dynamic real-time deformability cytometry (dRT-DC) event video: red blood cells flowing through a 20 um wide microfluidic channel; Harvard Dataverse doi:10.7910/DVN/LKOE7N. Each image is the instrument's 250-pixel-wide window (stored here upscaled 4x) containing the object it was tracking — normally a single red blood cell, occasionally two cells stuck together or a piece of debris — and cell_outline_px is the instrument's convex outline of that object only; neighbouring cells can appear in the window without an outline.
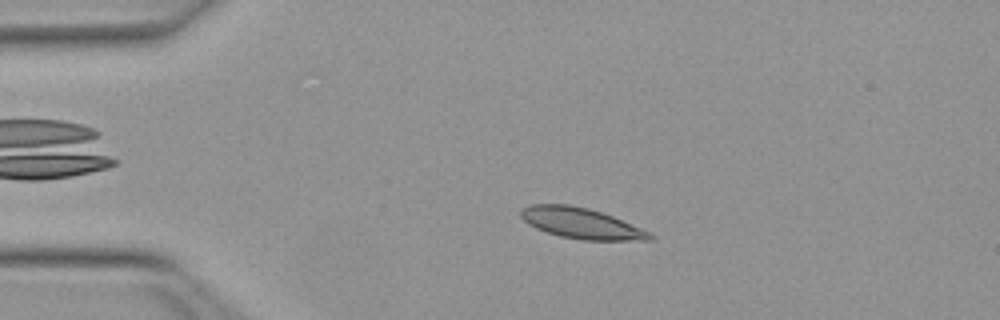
{"species": "Egyptian fruit bat (a non-hibernating species)", "species_latin": "Rousettus aegyptiacus", "temperature_condition": "warm", "stored_images_in_passage": 50, "camera_frame_rate_fps": 3000, "um_per_image_px": 0.085, "animal": {"sex": "female"}, "frame": {"image": 1, "passage_image": 10, "time_ms": 3.0, "image_size_px": [1000, 320], "cell_outline_px": [[656, 236], [652, 240], [584, 240], [560, 236], [536, 228], [528, 224], [520, 216], [520, 208], [532, 204], [568, 204], [588, 208], [612, 216], [652, 232]], "centroid_in_image_um": [49.42, 18.98], "position_along_channel_um": 35.6, "area_um2": 23.12}}
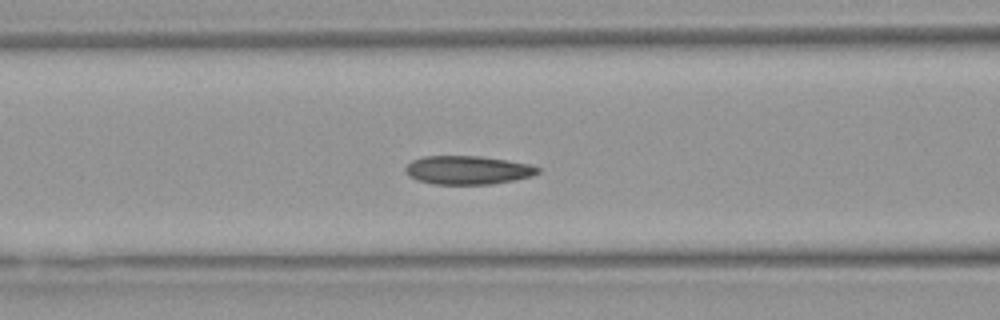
{"frame": {"image": 2, "passage_image": 20, "time_ms": 6.333, "image_size_px": [1000, 320], "cell_outline_px": [[540, 172], [532, 176], [516, 180], [492, 184], [436, 184], [416, 180], [408, 176], [404, 172], [404, 168], [412, 160], [424, 156], [480, 156], [508, 160], [528, 164], [540, 168]], "centroid_in_image_um": [39.74, 14.46], "position_along_channel_um": 126.9, "area_um2": 22.2}}
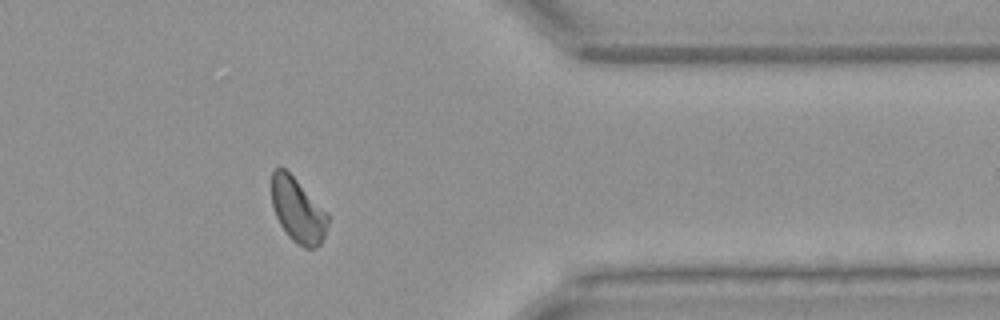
{"frame": {"image": 3, "passage_image": 41, "time_ms": 13.333, "image_size_px": [1000, 320], "cell_outline_px": [[328, 224], [324, 236], [320, 244], [316, 248], [304, 248], [296, 244], [288, 236], [280, 224], [276, 216], [272, 204], [272, 172], [280, 164], [328, 212]], "centroid_in_image_um": [25.31, 17.89], "position_along_channel_um": 386.1, "area_um2": 21.1}, "authors_computed_cell_mechanics": {"area_um2": 21.8484, "velocity_mm_per_s": 3.949, "shape_relaxation_time_tau1_ms": 6.1196, "shape_relaxation_time_tau2_ms": 5.9821, "deformation_change_tau1": 0.1356, "deformation_change_tau2": 0.116}}